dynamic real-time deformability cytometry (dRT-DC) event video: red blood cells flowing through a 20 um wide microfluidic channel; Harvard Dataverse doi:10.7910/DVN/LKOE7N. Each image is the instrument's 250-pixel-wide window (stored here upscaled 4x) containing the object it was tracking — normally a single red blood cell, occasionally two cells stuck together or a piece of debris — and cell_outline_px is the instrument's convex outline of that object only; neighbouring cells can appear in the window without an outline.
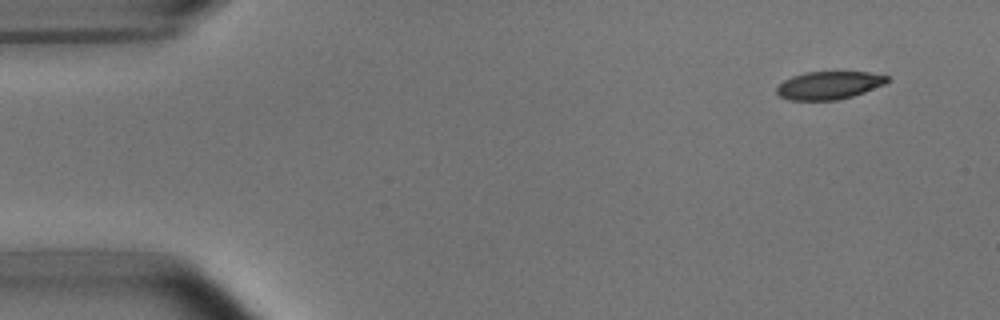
{"species": "common noctule bat (a hibernating species)", "species_latin": "Nyctalus noctula", "temperature_condition": "room temperature", "stored_images_in_passage": 4, "camera_frame_rate_fps": 3000, "um_per_image_px": 0.085, "animal": {"sex": "male", "body_mass_g": 15.6}, "frame": {"image": 1, "passage_image": 1, "time_ms": 0.0, "image_size_px": [1000, 320], "cell_outline_px": [[892, 80], [884, 84], [864, 92], [852, 96], [836, 100], [788, 100], [780, 96], [776, 92], [776, 88], [784, 80], [792, 76], [804, 72], [872, 72], [888, 76]], "centroid_in_image_um": [70.47, 7.24], "position_along_channel_um": 14.5, "area_um2": 18.03}}